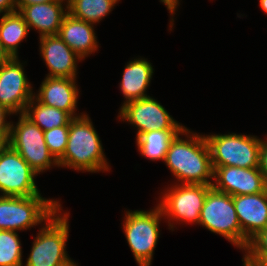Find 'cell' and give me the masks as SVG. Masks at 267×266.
<instances>
[{"instance_id":"obj_1","label":"cell","mask_w":267,"mask_h":266,"mask_svg":"<svg viewBox=\"0 0 267 266\" xmlns=\"http://www.w3.org/2000/svg\"><path fill=\"white\" fill-rule=\"evenodd\" d=\"M164 163L175 177L174 181L177 180L174 183L201 185L213 183L214 169L205 134L194 133L187 127L182 129L170 141Z\"/></svg>"},{"instance_id":"obj_2","label":"cell","mask_w":267,"mask_h":266,"mask_svg":"<svg viewBox=\"0 0 267 266\" xmlns=\"http://www.w3.org/2000/svg\"><path fill=\"white\" fill-rule=\"evenodd\" d=\"M100 137L88 114L83 113L71 119L64 155L58 160L59 167L79 172H109Z\"/></svg>"},{"instance_id":"obj_3","label":"cell","mask_w":267,"mask_h":266,"mask_svg":"<svg viewBox=\"0 0 267 266\" xmlns=\"http://www.w3.org/2000/svg\"><path fill=\"white\" fill-rule=\"evenodd\" d=\"M62 210L60 207L40 226L24 266H70L75 262L66 251L70 213Z\"/></svg>"},{"instance_id":"obj_4","label":"cell","mask_w":267,"mask_h":266,"mask_svg":"<svg viewBox=\"0 0 267 266\" xmlns=\"http://www.w3.org/2000/svg\"><path fill=\"white\" fill-rule=\"evenodd\" d=\"M122 228L138 266H151L164 214L159 204L150 210H125Z\"/></svg>"},{"instance_id":"obj_5","label":"cell","mask_w":267,"mask_h":266,"mask_svg":"<svg viewBox=\"0 0 267 266\" xmlns=\"http://www.w3.org/2000/svg\"><path fill=\"white\" fill-rule=\"evenodd\" d=\"M61 206L59 200L41 195H0V230L24 231L46 222Z\"/></svg>"},{"instance_id":"obj_6","label":"cell","mask_w":267,"mask_h":266,"mask_svg":"<svg viewBox=\"0 0 267 266\" xmlns=\"http://www.w3.org/2000/svg\"><path fill=\"white\" fill-rule=\"evenodd\" d=\"M211 187L212 185L172 183L165 188L159 196L158 204L164 219L168 220L170 230L174 231L176 223L199 224L200 212Z\"/></svg>"},{"instance_id":"obj_7","label":"cell","mask_w":267,"mask_h":266,"mask_svg":"<svg viewBox=\"0 0 267 266\" xmlns=\"http://www.w3.org/2000/svg\"><path fill=\"white\" fill-rule=\"evenodd\" d=\"M212 166H236L241 168H259L262 140L247 134H213L206 135Z\"/></svg>"},{"instance_id":"obj_8","label":"cell","mask_w":267,"mask_h":266,"mask_svg":"<svg viewBox=\"0 0 267 266\" xmlns=\"http://www.w3.org/2000/svg\"><path fill=\"white\" fill-rule=\"evenodd\" d=\"M18 122H9L7 144L37 173L52 167H59L58 161L50 153L43 131L24 114H19Z\"/></svg>"},{"instance_id":"obj_9","label":"cell","mask_w":267,"mask_h":266,"mask_svg":"<svg viewBox=\"0 0 267 266\" xmlns=\"http://www.w3.org/2000/svg\"><path fill=\"white\" fill-rule=\"evenodd\" d=\"M199 225L243 251V232L231 195L211 187L200 212Z\"/></svg>"},{"instance_id":"obj_10","label":"cell","mask_w":267,"mask_h":266,"mask_svg":"<svg viewBox=\"0 0 267 266\" xmlns=\"http://www.w3.org/2000/svg\"><path fill=\"white\" fill-rule=\"evenodd\" d=\"M38 174L9 144L0 151L1 196L31 197L41 195L36 186Z\"/></svg>"},{"instance_id":"obj_11","label":"cell","mask_w":267,"mask_h":266,"mask_svg":"<svg viewBox=\"0 0 267 266\" xmlns=\"http://www.w3.org/2000/svg\"><path fill=\"white\" fill-rule=\"evenodd\" d=\"M117 116L121 122L131 124L136 131V138L153 130H182L185 128L173 119L169 112L152 96L132 100L122 104Z\"/></svg>"},{"instance_id":"obj_12","label":"cell","mask_w":267,"mask_h":266,"mask_svg":"<svg viewBox=\"0 0 267 266\" xmlns=\"http://www.w3.org/2000/svg\"><path fill=\"white\" fill-rule=\"evenodd\" d=\"M24 65L19 57H12L0 65V107L10 115L24 114L34 97L33 85L25 74Z\"/></svg>"},{"instance_id":"obj_13","label":"cell","mask_w":267,"mask_h":266,"mask_svg":"<svg viewBox=\"0 0 267 266\" xmlns=\"http://www.w3.org/2000/svg\"><path fill=\"white\" fill-rule=\"evenodd\" d=\"M212 187L231 196L257 194L267 189L259 168L213 167Z\"/></svg>"},{"instance_id":"obj_14","label":"cell","mask_w":267,"mask_h":266,"mask_svg":"<svg viewBox=\"0 0 267 266\" xmlns=\"http://www.w3.org/2000/svg\"><path fill=\"white\" fill-rule=\"evenodd\" d=\"M40 56L48 68L45 77L77 78L78 56L58 35L39 37Z\"/></svg>"},{"instance_id":"obj_15","label":"cell","mask_w":267,"mask_h":266,"mask_svg":"<svg viewBox=\"0 0 267 266\" xmlns=\"http://www.w3.org/2000/svg\"><path fill=\"white\" fill-rule=\"evenodd\" d=\"M243 232V251L249 241L267 228V189L264 192L232 196Z\"/></svg>"},{"instance_id":"obj_16","label":"cell","mask_w":267,"mask_h":266,"mask_svg":"<svg viewBox=\"0 0 267 266\" xmlns=\"http://www.w3.org/2000/svg\"><path fill=\"white\" fill-rule=\"evenodd\" d=\"M77 78L45 77L40 84L34 98L41 104L52 106L67 112L72 118L83 114H77L79 88Z\"/></svg>"},{"instance_id":"obj_17","label":"cell","mask_w":267,"mask_h":266,"mask_svg":"<svg viewBox=\"0 0 267 266\" xmlns=\"http://www.w3.org/2000/svg\"><path fill=\"white\" fill-rule=\"evenodd\" d=\"M18 11L23 15L29 30H37L39 37L57 35L64 17L68 14V1L54 0L32 4L22 6Z\"/></svg>"},{"instance_id":"obj_18","label":"cell","mask_w":267,"mask_h":266,"mask_svg":"<svg viewBox=\"0 0 267 266\" xmlns=\"http://www.w3.org/2000/svg\"><path fill=\"white\" fill-rule=\"evenodd\" d=\"M83 60L98 50L94 24L72 17H64L57 34Z\"/></svg>"},{"instance_id":"obj_19","label":"cell","mask_w":267,"mask_h":266,"mask_svg":"<svg viewBox=\"0 0 267 266\" xmlns=\"http://www.w3.org/2000/svg\"><path fill=\"white\" fill-rule=\"evenodd\" d=\"M153 74L152 63L144 57H136L127 62L119 83L125 99L122 104L148 97L146 90L150 86Z\"/></svg>"},{"instance_id":"obj_20","label":"cell","mask_w":267,"mask_h":266,"mask_svg":"<svg viewBox=\"0 0 267 266\" xmlns=\"http://www.w3.org/2000/svg\"><path fill=\"white\" fill-rule=\"evenodd\" d=\"M29 34L28 24L19 11L2 14L0 18V42L11 57H18L20 43Z\"/></svg>"},{"instance_id":"obj_21","label":"cell","mask_w":267,"mask_h":266,"mask_svg":"<svg viewBox=\"0 0 267 266\" xmlns=\"http://www.w3.org/2000/svg\"><path fill=\"white\" fill-rule=\"evenodd\" d=\"M181 130H153L141 133L136 138V145L142 157L151 161L164 162L170 141Z\"/></svg>"},{"instance_id":"obj_22","label":"cell","mask_w":267,"mask_h":266,"mask_svg":"<svg viewBox=\"0 0 267 266\" xmlns=\"http://www.w3.org/2000/svg\"><path fill=\"white\" fill-rule=\"evenodd\" d=\"M24 115L42 131L69 126L72 117L65 111L38 102L34 97L25 108Z\"/></svg>"},{"instance_id":"obj_23","label":"cell","mask_w":267,"mask_h":266,"mask_svg":"<svg viewBox=\"0 0 267 266\" xmlns=\"http://www.w3.org/2000/svg\"><path fill=\"white\" fill-rule=\"evenodd\" d=\"M68 13L79 20L98 24L120 0H67Z\"/></svg>"},{"instance_id":"obj_24","label":"cell","mask_w":267,"mask_h":266,"mask_svg":"<svg viewBox=\"0 0 267 266\" xmlns=\"http://www.w3.org/2000/svg\"><path fill=\"white\" fill-rule=\"evenodd\" d=\"M22 253L18 232L0 230V266H23Z\"/></svg>"},{"instance_id":"obj_25","label":"cell","mask_w":267,"mask_h":266,"mask_svg":"<svg viewBox=\"0 0 267 266\" xmlns=\"http://www.w3.org/2000/svg\"><path fill=\"white\" fill-rule=\"evenodd\" d=\"M243 252L245 254L242 261L250 266H258L262 261L267 260V228L254 236Z\"/></svg>"},{"instance_id":"obj_26","label":"cell","mask_w":267,"mask_h":266,"mask_svg":"<svg viewBox=\"0 0 267 266\" xmlns=\"http://www.w3.org/2000/svg\"><path fill=\"white\" fill-rule=\"evenodd\" d=\"M44 139L50 153L58 161L67 147L69 126L54 127L53 129L43 131Z\"/></svg>"},{"instance_id":"obj_27","label":"cell","mask_w":267,"mask_h":266,"mask_svg":"<svg viewBox=\"0 0 267 266\" xmlns=\"http://www.w3.org/2000/svg\"><path fill=\"white\" fill-rule=\"evenodd\" d=\"M259 170L263 175L264 180L267 182V138L262 140L259 158Z\"/></svg>"},{"instance_id":"obj_28","label":"cell","mask_w":267,"mask_h":266,"mask_svg":"<svg viewBox=\"0 0 267 266\" xmlns=\"http://www.w3.org/2000/svg\"><path fill=\"white\" fill-rule=\"evenodd\" d=\"M160 2L166 6L167 10L170 13V16L172 17L169 23V28L172 31L174 25L173 16L176 14L175 12L177 11V7L180 6V0H160Z\"/></svg>"},{"instance_id":"obj_29","label":"cell","mask_w":267,"mask_h":266,"mask_svg":"<svg viewBox=\"0 0 267 266\" xmlns=\"http://www.w3.org/2000/svg\"><path fill=\"white\" fill-rule=\"evenodd\" d=\"M8 116L10 117V114L0 107V133L4 137H7L9 131L10 121H7Z\"/></svg>"},{"instance_id":"obj_30","label":"cell","mask_w":267,"mask_h":266,"mask_svg":"<svg viewBox=\"0 0 267 266\" xmlns=\"http://www.w3.org/2000/svg\"><path fill=\"white\" fill-rule=\"evenodd\" d=\"M17 11L15 0H0V15Z\"/></svg>"},{"instance_id":"obj_31","label":"cell","mask_w":267,"mask_h":266,"mask_svg":"<svg viewBox=\"0 0 267 266\" xmlns=\"http://www.w3.org/2000/svg\"><path fill=\"white\" fill-rule=\"evenodd\" d=\"M52 1H54V0H15L17 11L22 6H28V5L40 4V3H47V2H52Z\"/></svg>"},{"instance_id":"obj_32","label":"cell","mask_w":267,"mask_h":266,"mask_svg":"<svg viewBox=\"0 0 267 266\" xmlns=\"http://www.w3.org/2000/svg\"><path fill=\"white\" fill-rule=\"evenodd\" d=\"M11 58L12 57L5 50V48L2 46V43L0 42V65L8 62Z\"/></svg>"},{"instance_id":"obj_33","label":"cell","mask_w":267,"mask_h":266,"mask_svg":"<svg viewBox=\"0 0 267 266\" xmlns=\"http://www.w3.org/2000/svg\"><path fill=\"white\" fill-rule=\"evenodd\" d=\"M259 6L260 9L267 14V0H259Z\"/></svg>"},{"instance_id":"obj_34","label":"cell","mask_w":267,"mask_h":266,"mask_svg":"<svg viewBox=\"0 0 267 266\" xmlns=\"http://www.w3.org/2000/svg\"><path fill=\"white\" fill-rule=\"evenodd\" d=\"M7 143V137H4L1 133H0V144H6Z\"/></svg>"},{"instance_id":"obj_35","label":"cell","mask_w":267,"mask_h":266,"mask_svg":"<svg viewBox=\"0 0 267 266\" xmlns=\"http://www.w3.org/2000/svg\"><path fill=\"white\" fill-rule=\"evenodd\" d=\"M258 266H267V260L262 261Z\"/></svg>"},{"instance_id":"obj_36","label":"cell","mask_w":267,"mask_h":266,"mask_svg":"<svg viewBox=\"0 0 267 266\" xmlns=\"http://www.w3.org/2000/svg\"><path fill=\"white\" fill-rule=\"evenodd\" d=\"M5 144H0V151L4 147Z\"/></svg>"},{"instance_id":"obj_37","label":"cell","mask_w":267,"mask_h":266,"mask_svg":"<svg viewBox=\"0 0 267 266\" xmlns=\"http://www.w3.org/2000/svg\"><path fill=\"white\" fill-rule=\"evenodd\" d=\"M243 262V266H250V265H248V264H246L244 261H242Z\"/></svg>"}]
</instances>
